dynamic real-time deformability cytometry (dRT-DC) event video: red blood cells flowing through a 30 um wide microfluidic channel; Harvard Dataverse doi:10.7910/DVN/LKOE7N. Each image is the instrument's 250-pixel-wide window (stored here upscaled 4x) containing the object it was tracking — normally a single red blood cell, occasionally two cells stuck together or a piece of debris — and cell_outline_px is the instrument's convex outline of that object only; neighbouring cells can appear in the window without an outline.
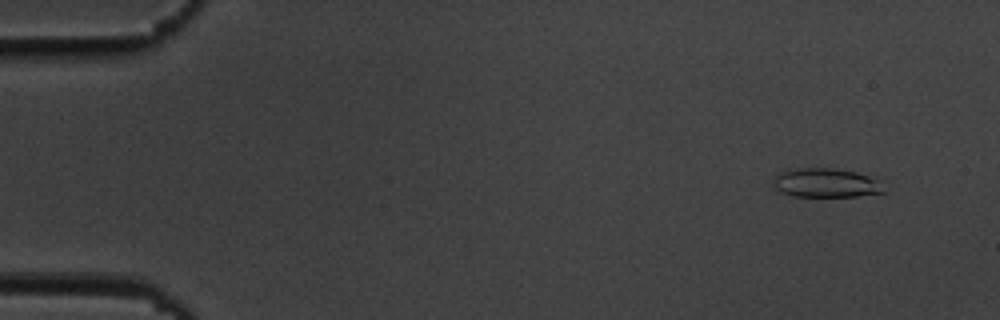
{"species": "common noctule bat (a hibernating species)", "species_latin": "Nyctalus noctula", "temperature_condition": "cold", "stored_images_in_passage": 55, "camera_frame_rate_fps": 3000, "um_per_image_px": 0.085, "animal": {"sex": "male", "body_mass_g": 19.5, "forearm_length_mm": 54.6}, "frame": {"image": 1, "passage_image": 4, "time_ms": 1.0, "image_size_px": [1000, 320], "cell_outline_px": [[884, 192], [856, 196], [792, 196], [780, 192], [772, 184], [772, 180], [780, 172], [796, 168], [832, 168], [856, 172], [880, 180]], "centroid_in_image_um": [70.17, 15.54], "position_along_channel_um": 14.8, "area_um2": 18.67}}
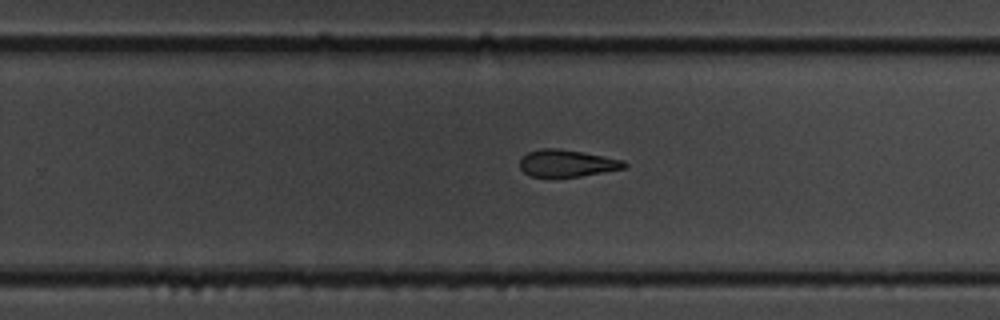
{"frame": {"image": 2, "passage_image": 35, "time_ms": 11.333, "image_size_px": [1000, 320], "cell_outline_px": [[628, 164], [624, 168], [580, 176], [528, 176], [520, 168], [520, 156], [528, 152], [540, 148], [560, 148], [624, 160]], "centroid_in_image_um": [48.15, 13.86], "position_along_channel_um": 281.7, "area_um2": 16.36}}
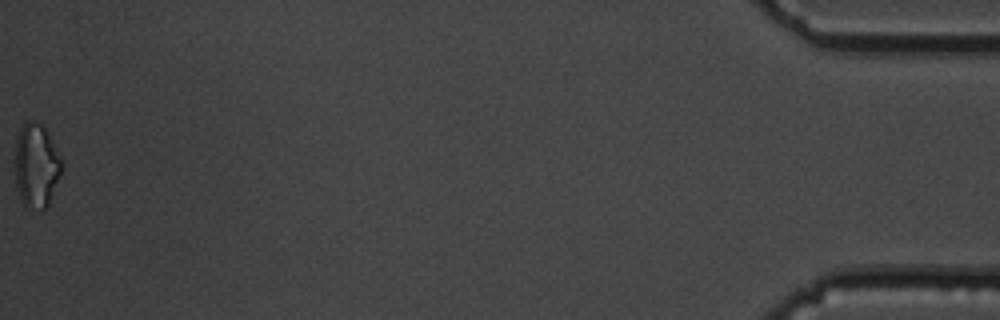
{"frame": {"image": 3, "passage_image": 55, "time_ms": 18.0, "image_size_px": [1000, 320], "cell_outline_px": [[64, 164], [60, 176], [48, 208], [24, 208], [20, 200], [16, 184], [12, 160], [16, 140], [20, 128], [28, 120], [32, 120], [40, 124], [44, 128], [52, 140]], "centroid_in_image_um": [3.05, 14.1], "position_along_channel_um": 432.1, "area_um2": 23.58}, "authors_computed_cell_mechanics": {"area_um2": 18.0336, "velocity_mm_per_s": 3.6763, "shape_relaxation_time_tau1_ms": 6.5343, "shape_relaxation_time_tau2_ms": 6.2691, "deformation_change_tau1": 0.1474, "deformation_change_tau2": 0.1707}}